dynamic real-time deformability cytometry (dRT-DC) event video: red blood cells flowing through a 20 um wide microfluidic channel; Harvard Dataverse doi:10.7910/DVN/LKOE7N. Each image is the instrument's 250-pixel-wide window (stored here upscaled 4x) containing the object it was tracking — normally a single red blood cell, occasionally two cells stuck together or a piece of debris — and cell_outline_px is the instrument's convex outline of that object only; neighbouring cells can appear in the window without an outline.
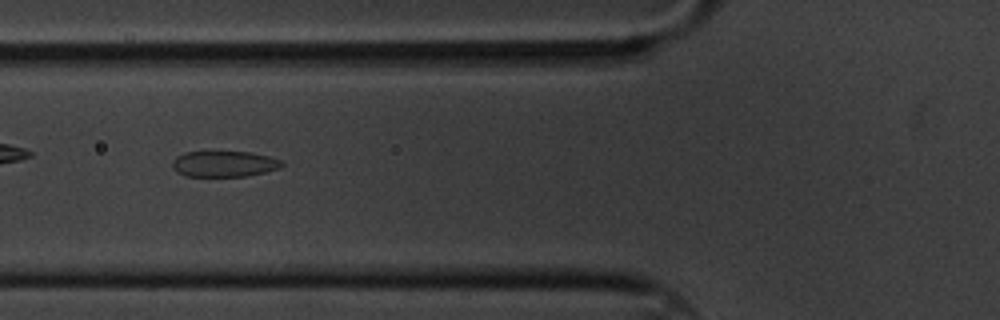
{"species": "common noctule bat (a hibernating species)", "species_latin": "Nyctalus noctula", "temperature_condition": "cold", "stored_images_in_passage": 4, "camera_frame_rate_fps": 3000, "um_per_image_px": 0.085, "animal": {"sex": "male", "body_mass_g": 20.1, "forearm_length_mm": 53.5}, "frame": {"image": 1, "passage_image": 3, "time_ms": 0.667, "image_size_px": [1000, 320], "cell_outline_px": [[284, 164], [280, 168], [248, 176], [184, 176], [176, 172], [172, 168], [172, 160], [176, 156], [184, 152], [252, 152], [268, 156], [280, 160]], "centroid_in_image_um": [19.01, 13.93], "position_along_channel_um": 106.8, "area_um2": 16.59}}
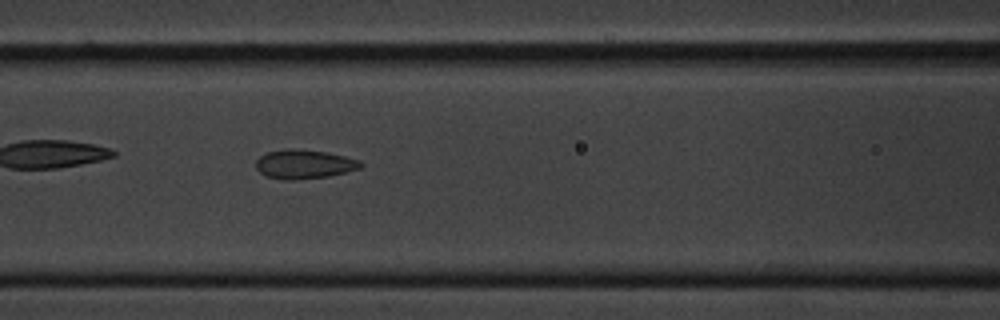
{"frame": {"image": 2, "passage_image": 4, "time_ms": 1.0, "image_size_px": [1000, 320], "cell_outline_px": [[364, 164], [360, 168], [328, 176], [296, 180], [288, 180], [264, 176], [256, 168], [256, 160], [260, 156], [268, 152], [288, 148], [292, 148], [328, 152], [360, 160]], "centroid_in_image_um": [25.84, 13.95], "position_along_channel_um": 140.8, "area_um2": 17.74}}